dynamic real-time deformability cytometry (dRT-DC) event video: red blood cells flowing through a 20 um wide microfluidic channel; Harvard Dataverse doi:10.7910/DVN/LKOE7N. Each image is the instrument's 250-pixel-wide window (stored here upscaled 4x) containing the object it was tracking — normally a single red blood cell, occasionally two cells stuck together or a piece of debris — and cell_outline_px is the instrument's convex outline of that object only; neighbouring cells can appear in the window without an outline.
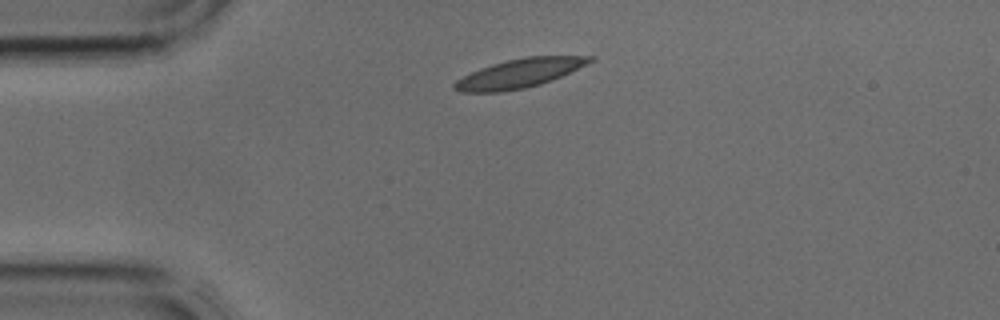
{"species": "common noctule bat (a hibernating species)", "species_latin": "Nyctalus noctula", "temperature_condition": "cold", "stored_images_in_passage": 2, "camera_frame_rate_fps": 3000, "um_per_image_px": 0.085, "animal": {"sex": "male", "body_mass_g": 17.9, "forearm_length_mm": 54.2}, "frame": {"image": 1, "passage_image": 1, "time_ms": 0.0, "image_size_px": [1000, 320], "cell_outline_px": [[596, 56], [592, 60], [552, 80], [540, 84], [524, 88], [500, 92], [460, 92], [452, 88], [452, 84], [456, 80], [480, 68], [492, 64], [524, 56]], "centroid_in_image_um": [44.07, 6.24], "position_along_channel_um": 40.9, "area_um2": 22.43}}